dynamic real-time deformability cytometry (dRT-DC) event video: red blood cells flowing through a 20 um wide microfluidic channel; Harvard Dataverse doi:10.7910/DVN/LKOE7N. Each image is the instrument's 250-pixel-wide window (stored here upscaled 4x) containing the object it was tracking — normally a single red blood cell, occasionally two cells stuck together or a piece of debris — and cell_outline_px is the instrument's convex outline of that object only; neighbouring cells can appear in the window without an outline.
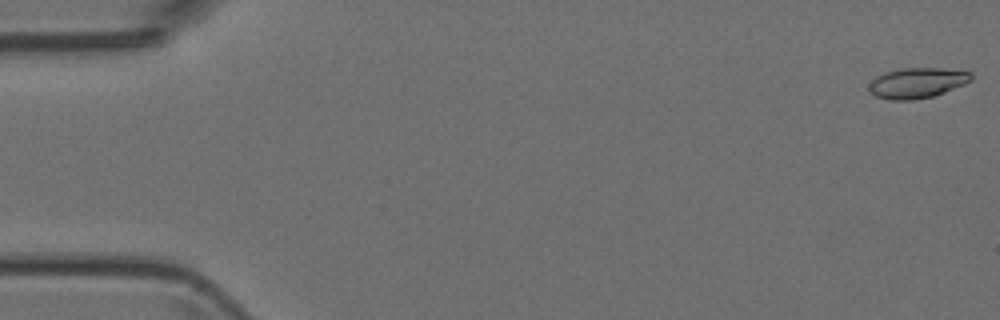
{"species": "Egyptian fruit bat (a non-hibernating species)", "species_latin": "Rousettus aegyptiacus", "temperature_condition": "room temperature", "stored_images_in_passage": 5, "camera_frame_rate_fps": 3000, "um_per_image_px": 0.085, "animal": {"sex": "female"}, "frame": {"image": 1, "passage_image": 1, "time_ms": 0.0, "image_size_px": [1000, 320], "cell_outline_px": [[972, 80], [964, 84], [944, 92], [932, 96], [912, 100], [888, 100], [876, 96], [868, 88], [868, 84], [876, 76], [884, 72], [900, 68], [940, 68], [972, 72]], "centroid_in_image_um": [77.93, 7.04], "position_along_channel_um": 7.1, "area_um2": 18.09}}
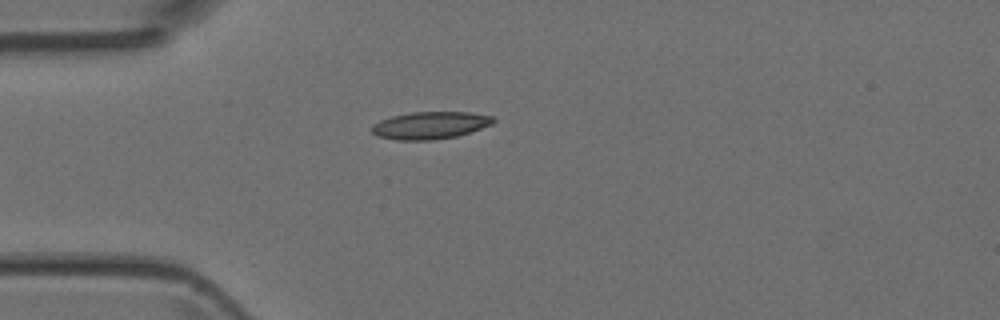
{"frame": {"image": 2, "passage_image": 5, "time_ms": 4.333, "image_size_px": [1000, 320], "cell_outline_px": [[496, 120], [492, 124], [456, 136], [432, 140], [396, 140], [376, 136], [372, 132], [372, 124], [380, 120], [392, 116], [412, 112], [468, 112], [496, 116]], "centroid_in_image_um": [36.55, 10.65], "position_along_channel_um": 48.4, "area_um2": 19.36}}